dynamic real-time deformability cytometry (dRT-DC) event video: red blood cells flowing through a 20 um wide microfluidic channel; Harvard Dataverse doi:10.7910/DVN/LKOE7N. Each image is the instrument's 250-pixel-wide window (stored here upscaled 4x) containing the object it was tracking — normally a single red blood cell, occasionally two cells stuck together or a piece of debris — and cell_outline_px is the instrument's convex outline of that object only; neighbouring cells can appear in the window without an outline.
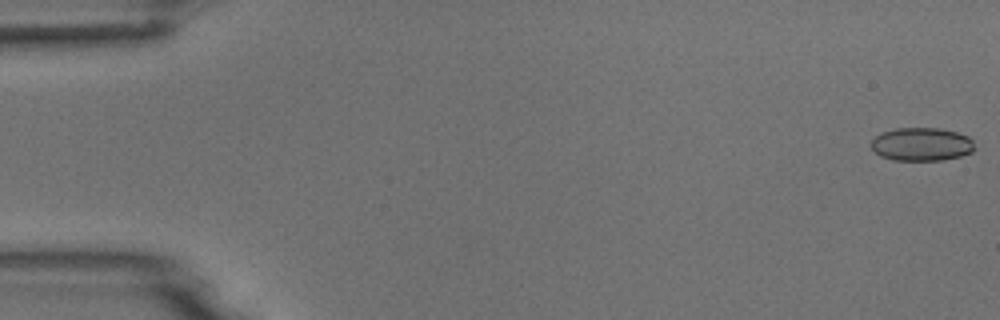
{"species": "common noctule bat (a hibernating species)", "species_latin": "Nyctalus noctula", "temperature_condition": "room temperature", "stored_images_in_passage": 5, "camera_frame_rate_fps": 3000, "um_per_image_px": 0.085, "animal": {"sex": "male", "body_mass_g": 18.8}, "frame": {"image": 1, "passage_image": 1, "time_ms": 0.0, "image_size_px": [1000, 320], "cell_outline_px": [[976, 148], [972, 152], [960, 156], [940, 160], [892, 160], [880, 156], [868, 144], [880, 132], [896, 128], [940, 128], [956, 132], [968, 136], [972, 140]], "centroid_in_image_um": [78.32, 12.26], "position_along_channel_um": 6.7, "area_um2": 20.23}}
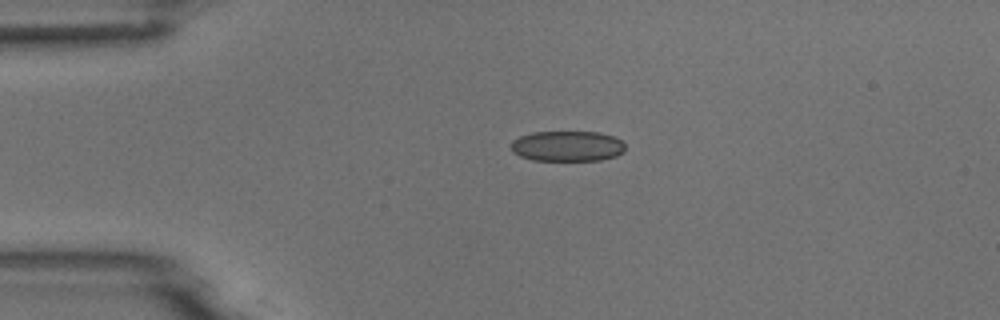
{"frame": {"image": 2, "passage_image": 4, "time_ms": 3.667, "image_size_px": [1000, 320], "cell_outline_px": [[624, 152], [616, 156], [600, 160], [532, 160], [520, 156], [512, 152], [512, 140], [520, 136], [532, 132], [600, 132], [612, 136], [620, 140], [624, 144]], "centroid_in_image_um": [48.21, 12.42], "position_along_channel_um": 36.8, "area_um2": 20.23}}